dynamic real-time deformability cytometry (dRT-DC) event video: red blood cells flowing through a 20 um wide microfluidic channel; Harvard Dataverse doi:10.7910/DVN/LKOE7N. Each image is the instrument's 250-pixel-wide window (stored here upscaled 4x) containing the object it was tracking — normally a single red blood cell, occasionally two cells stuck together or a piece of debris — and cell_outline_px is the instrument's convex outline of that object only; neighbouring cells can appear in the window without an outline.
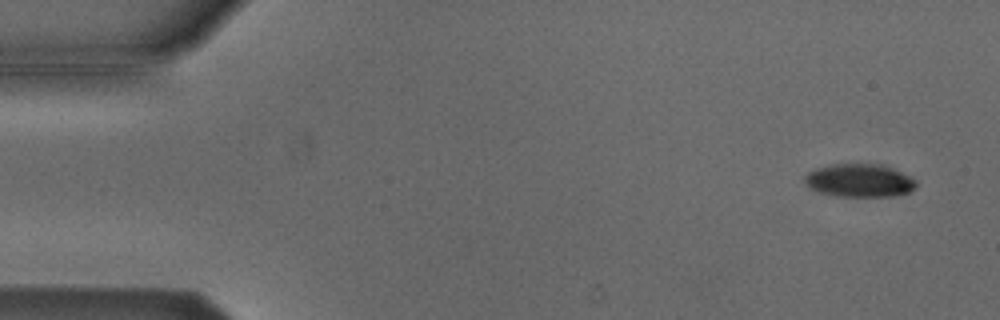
{"species": "Egyptian fruit bat (a non-hibernating species)", "species_latin": "Rousettus aegyptiacus", "temperature_condition": "cold", "stored_images_in_passage": 54, "camera_frame_rate_fps": 3000, "um_per_image_px": 0.085, "animal": {"sex": "male"}, "frame": {"image": 1, "passage_image": 3, "time_ms": 0.667, "image_size_px": [1000, 320], "cell_outline_px": [[916, 188], [908, 192], [896, 196], [836, 196], [820, 192], [812, 188], [804, 180], [804, 176], [808, 172], [816, 168], [828, 164], [880, 164], [892, 168], [916, 180]], "centroid_in_image_um": [73.05, 15.34], "position_along_channel_um": 11.9, "area_um2": 21.39}}
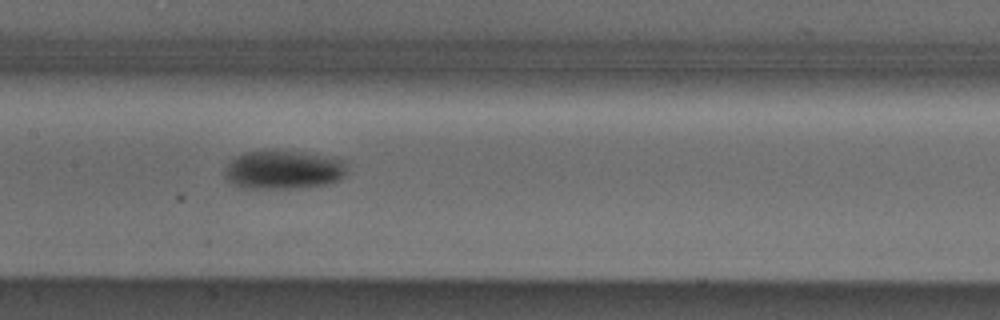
{"frame": {"image": 2, "passage_image": 26, "time_ms": 8.333, "image_size_px": [1000, 320], "cell_outline_px": [[348, 164], [344, 176], [340, 180], [328, 184], [300, 188], [240, 188], [232, 184], [224, 176], [224, 168], [236, 156], [244, 152], [300, 152], [332, 156], [344, 160]], "centroid_in_image_um": [24.13, 14.45], "position_along_channel_um": 183.3, "area_um2": 27.69}}
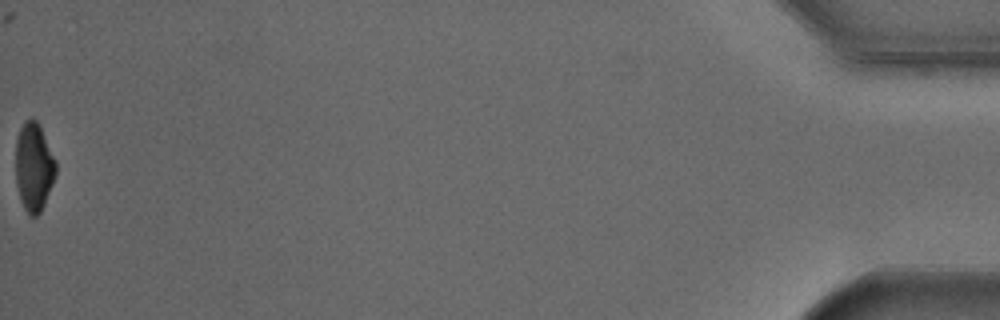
{"frame": {"image": 3, "passage_image": 54, "time_ms": 17.667, "image_size_px": [1000, 320], "cell_outline_px": [[56, 172], [52, 184], [44, 204], [40, 212], [36, 216], [28, 216], [20, 200], [16, 184], [16, 140], [20, 128], [24, 120], [32, 116], [36, 120], [56, 160]], "centroid_in_image_um": [2.86, 14.19], "position_along_channel_um": 432.3, "area_um2": 20.69}, "authors_computed_cell_mechanics": {"area_um2": 24.3338, "velocity_mm_per_s": 3.8164, "shape_relaxation_time_tau1_ms": 3.5449, "shape_relaxation_time_tau2_ms": null, "deformation_change_tau1": 0.1107, "deformation_change_tau2": null}}